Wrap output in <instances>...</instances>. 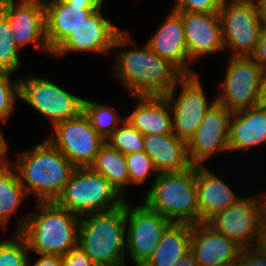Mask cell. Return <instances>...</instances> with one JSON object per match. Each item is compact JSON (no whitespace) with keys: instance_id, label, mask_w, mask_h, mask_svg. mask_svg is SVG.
<instances>
[{"instance_id":"obj_1","label":"cell","mask_w":266,"mask_h":266,"mask_svg":"<svg viewBox=\"0 0 266 266\" xmlns=\"http://www.w3.org/2000/svg\"><path fill=\"white\" fill-rule=\"evenodd\" d=\"M36 214L17 218L19 233L29 251L40 255L65 256L78 246L80 216L55 202H37Z\"/></svg>"},{"instance_id":"obj_2","label":"cell","mask_w":266,"mask_h":266,"mask_svg":"<svg viewBox=\"0 0 266 266\" xmlns=\"http://www.w3.org/2000/svg\"><path fill=\"white\" fill-rule=\"evenodd\" d=\"M116 55L112 73L131 96H166L185 76L146 43L139 50L126 49Z\"/></svg>"},{"instance_id":"obj_3","label":"cell","mask_w":266,"mask_h":266,"mask_svg":"<svg viewBox=\"0 0 266 266\" xmlns=\"http://www.w3.org/2000/svg\"><path fill=\"white\" fill-rule=\"evenodd\" d=\"M11 166L36 203L55 202L76 168L48 139L19 153Z\"/></svg>"},{"instance_id":"obj_4","label":"cell","mask_w":266,"mask_h":266,"mask_svg":"<svg viewBox=\"0 0 266 266\" xmlns=\"http://www.w3.org/2000/svg\"><path fill=\"white\" fill-rule=\"evenodd\" d=\"M78 246L96 266H126V200L115 210L81 216Z\"/></svg>"},{"instance_id":"obj_5","label":"cell","mask_w":266,"mask_h":266,"mask_svg":"<svg viewBox=\"0 0 266 266\" xmlns=\"http://www.w3.org/2000/svg\"><path fill=\"white\" fill-rule=\"evenodd\" d=\"M143 203L172 223H200L196 166L181 172L159 173Z\"/></svg>"},{"instance_id":"obj_6","label":"cell","mask_w":266,"mask_h":266,"mask_svg":"<svg viewBox=\"0 0 266 266\" xmlns=\"http://www.w3.org/2000/svg\"><path fill=\"white\" fill-rule=\"evenodd\" d=\"M126 199L91 167L75 168L55 203L78 216L115 210Z\"/></svg>"},{"instance_id":"obj_7","label":"cell","mask_w":266,"mask_h":266,"mask_svg":"<svg viewBox=\"0 0 266 266\" xmlns=\"http://www.w3.org/2000/svg\"><path fill=\"white\" fill-rule=\"evenodd\" d=\"M219 13L224 49H230L231 57H250L266 25L256 1L223 0Z\"/></svg>"},{"instance_id":"obj_8","label":"cell","mask_w":266,"mask_h":266,"mask_svg":"<svg viewBox=\"0 0 266 266\" xmlns=\"http://www.w3.org/2000/svg\"><path fill=\"white\" fill-rule=\"evenodd\" d=\"M19 100L33 107L52 126L77 117L83 112V100L71 94L45 76L19 79Z\"/></svg>"},{"instance_id":"obj_9","label":"cell","mask_w":266,"mask_h":266,"mask_svg":"<svg viewBox=\"0 0 266 266\" xmlns=\"http://www.w3.org/2000/svg\"><path fill=\"white\" fill-rule=\"evenodd\" d=\"M101 7L84 20L52 52L59 57L70 52L109 53L112 49L135 46L129 31L114 26L110 19L104 18Z\"/></svg>"},{"instance_id":"obj_10","label":"cell","mask_w":266,"mask_h":266,"mask_svg":"<svg viewBox=\"0 0 266 266\" xmlns=\"http://www.w3.org/2000/svg\"><path fill=\"white\" fill-rule=\"evenodd\" d=\"M262 72L251 57H230L217 102L231 113L261 104Z\"/></svg>"},{"instance_id":"obj_11","label":"cell","mask_w":266,"mask_h":266,"mask_svg":"<svg viewBox=\"0 0 266 266\" xmlns=\"http://www.w3.org/2000/svg\"><path fill=\"white\" fill-rule=\"evenodd\" d=\"M198 74L185 75L179 82L181 91L176 88L165 97L169 101L172 115L173 133L186 143L194 136L206 113L217 102L216 97L209 103ZM177 96V97H176Z\"/></svg>"},{"instance_id":"obj_12","label":"cell","mask_w":266,"mask_h":266,"mask_svg":"<svg viewBox=\"0 0 266 266\" xmlns=\"http://www.w3.org/2000/svg\"><path fill=\"white\" fill-rule=\"evenodd\" d=\"M47 139L76 167H90L105 140L81 112L77 117L59 122Z\"/></svg>"},{"instance_id":"obj_13","label":"cell","mask_w":266,"mask_h":266,"mask_svg":"<svg viewBox=\"0 0 266 266\" xmlns=\"http://www.w3.org/2000/svg\"><path fill=\"white\" fill-rule=\"evenodd\" d=\"M171 224L144 203L132 207L126 202V252L135 266H143L148 261Z\"/></svg>"},{"instance_id":"obj_14","label":"cell","mask_w":266,"mask_h":266,"mask_svg":"<svg viewBox=\"0 0 266 266\" xmlns=\"http://www.w3.org/2000/svg\"><path fill=\"white\" fill-rule=\"evenodd\" d=\"M1 0L0 12L8 19L15 43L23 49L33 44L52 55L46 38L44 0Z\"/></svg>"},{"instance_id":"obj_15","label":"cell","mask_w":266,"mask_h":266,"mask_svg":"<svg viewBox=\"0 0 266 266\" xmlns=\"http://www.w3.org/2000/svg\"><path fill=\"white\" fill-rule=\"evenodd\" d=\"M232 114L216 102L206 113L194 136L187 143L193 166H205V160L217 152H229V131Z\"/></svg>"},{"instance_id":"obj_16","label":"cell","mask_w":266,"mask_h":266,"mask_svg":"<svg viewBox=\"0 0 266 266\" xmlns=\"http://www.w3.org/2000/svg\"><path fill=\"white\" fill-rule=\"evenodd\" d=\"M258 221L255 194L242 197L234 205L214 214L206 223L242 248H249L258 246Z\"/></svg>"},{"instance_id":"obj_17","label":"cell","mask_w":266,"mask_h":266,"mask_svg":"<svg viewBox=\"0 0 266 266\" xmlns=\"http://www.w3.org/2000/svg\"><path fill=\"white\" fill-rule=\"evenodd\" d=\"M190 61L195 63L202 56L225 50L219 12L181 13Z\"/></svg>"},{"instance_id":"obj_18","label":"cell","mask_w":266,"mask_h":266,"mask_svg":"<svg viewBox=\"0 0 266 266\" xmlns=\"http://www.w3.org/2000/svg\"><path fill=\"white\" fill-rule=\"evenodd\" d=\"M146 44L184 75L197 74L190 69L193 63L188 55L181 13L171 10Z\"/></svg>"},{"instance_id":"obj_19","label":"cell","mask_w":266,"mask_h":266,"mask_svg":"<svg viewBox=\"0 0 266 266\" xmlns=\"http://www.w3.org/2000/svg\"><path fill=\"white\" fill-rule=\"evenodd\" d=\"M242 247L210 227L206 222L191 224L190 252L198 266L236 262Z\"/></svg>"},{"instance_id":"obj_20","label":"cell","mask_w":266,"mask_h":266,"mask_svg":"<svg viewBox=\"0 0 266 266\" xmlns=\"http://www.w3.org/2000/svg\"><path fill=\"white\" fill-rule=\"evenodd\" d=\"M46 38L53 52L85 19L103 5H69L65 0H44Z\"/></svg>"},{"instance_id":"obj_21","label":"cell","mask_w":266,"mask_h":266,"mask_svg":"<svg viewBox=\"0 0 266 266\" xmlns=\"http://www.w3.org/2000/svg\"><path fill=\"white\" fill-rule=\"evenodd\" d=\"M196 189L200 223L242 198L206 166H196Z\"/></svg>"},{"instance_id":"obj_22","label":"cell","mask_w":266,"mask_h":266,"mask_svg":"<svg viewBox=\"0 0 266 266\" xmlns=\"http://www.w3.org/2000/svg\"><path fill=\"white\" fill-rule=\"evenodd\" d=\"M144 151L152 159L158 174L181 172L193 166L187 143L174 133L145 135Z\"/></svg>"},{"instance_id":"obj_23","label":"cell","mask_w":266,"mask_h":266,"mask_svg":"<svg viewBox=\"0 0 266 266\" xmlns=\"http://www.w3.org/2000/svg\"><path fill=\"white\" fill-rule=\"evenodd\" d=\"M136 107L126 120L143 136L173 133L169 101L165 96H133Z\"/></svg>"},{"instance_id":"obj_24","label":"cell","mask_w":266,"mask_h":266,"mask_svg":"<svg viewBox=\"0 0 266 266\" xmlns=\"http://www.w3.org/2000/svg\"><path fill=\"white\" fill-rule=\"evenodd\" d=\"M266 144V105L259 104L232 114L229 152Z\"/></svg>"},{"instance_id":"obj_25","label":"cell","mask_w":266,"mask_h":266,"mask_svg":"<svg viewBox=\"0 0 266 266\" xmlns=\"http://www.w3.org/2000/svg\"><path fill=\"white\" fill-rule=\"evenodd\" d=\"M191 224L172 223L153 255L143 266H173L190 251Z\"/></svg>"},{"instance_id":"obj_26","label":"cell","mask_w":266,"mask_h":266,"mask_svg":"<svg viewBox=\"0 0 266 266\" xmlns=\"http://www.w3.org/2000/svg\"><path fill=\"white\" fill-rule=\"evenodd\" d=\"M16 170L9 161L0 163V228L7 229L10 217L27 197Z\"/></svg>"},{"instance_id":"obj_27","label":"cell","mask_w":266,"mask_h":266,"mask_svg":"<svg viewBox=\"0 0 266 266\" xmlns=\"http://www.w3.org/2000/svg\"><path fill=\"white\" fill-rule=\"evenodd\" d=\"M103 175L109 183L125 198L124 191L130 186V178L125 155L105 143L90 166Z\"/></svg>"},{"instance_id":"obj_28","label":"cell","mask_w":266,"mask_h":266,"mask_svg":"<svg viewBox=\"0 0 266 266\" xmlns=\"http://www.w3.org/2000/svg\"><path fill=\"white\" fill-rule=\"evenodd\" d=\"M83 113L96 132L106 140L123 122L117 109L97 101L83 100Z\"/></svg>"},{"instance_id":"obj_29","label":"cell","mask_w":266,"mask_h":266,"mask_svg":"<svg viewBox=\"0 0 266 266\" xmlns=\"http://www.w3.org/2000/svg\"><path fill=\"white\" fill-rule=\"evenodd\" d=\"M8 19L0 12V71L14 74L20 68L18 52Z\"/></svg>"},{"instance_id":"obj_30","label":"cell","mask_w":266,"mask_h":266,"mask_svg":"<svg viewBox=\"0 0 266 266\" xmlns=\"http://www.w3.org/2000/svg\"><path fill=\"white\" fill-rule=\"evenodd\" d=\"M121 124L105 142L124 155L144 151V136L126 118Z\"/></svg>"},{"instance_id":"obj_31","label":"cell","mask_w":266,"mask_h":266,"mask_svg":"<svg viewBox=\"0 0 266 266\" xmlns=\"http://www.w3.org/2000/svg\"><path fill=\"white\" fill-rule=\"evenodd\" d=\"M13 235L12 239L0 240V266H28L27 243L19 233Z\"/></svg>"},{"instance_id":"obj_32","label":"cell","mask_w":266,"mask_h":266,"mask_svg":"<svg viewBox=\"0 0 266 266\" xmlns=\"http://www.w3.org/2000/svg\"><path fill=\"white\" fill-rule=\"evenodd\" d=\"M12 73L0 71V121L6 123L14 112L16 99H19V79L10 78Z\"/></svg>"},{"instance_id":"obj_33","label":"cell","mask_w":266,"mask_h":266,"mask_svg":"<svg viewBox=\"0 0 266 266\" xmlns=\"http://www.w3.org/2000/svg\"><path fill=\"white\" fill-rule=\"evenodd\" d=\"M127 168L131 184H142L151 172L155 173V178L158 172L153 164L152 159L145 151L135 152L125 155Z\"/></svg>"},{"instance_id":"obj_34","label":"cell","mask_w":266,"mask_h":266,"mask_svg":"<svg viewBox=\"0 0 266 266\" xmlns=\"http://www.w3.org/2000/svg\"><path fill=\"white\" fill-rule=\"evenodd\" d=\"M223 0H176L172 11L178 13H215L219 12Z\"/></svg>"},{"instance_id":"obj_35","label":"cell","mask_w":266,"mask_h":266,"mask_svg":"<svg viewBox=\"0 0 266 266\" xmlns=\"http://www.w3.org/2000/svg\"><path fill=\"white\" fill-rule=\"evenodd\" d=\"M235 266H266V251L262 246L242 248Z\"/></svg>"},{"instance_id":"obj_36","label":"cell","mask_w":266,"mask_h":266,"mask_svg":"<svg viewBox=\"0 0 266 266\" xmlns=\"http://www.w3.org/2000/svg\"><path fill=\"white\" fill-rule=\"evenodd\" d=\"M62 266H96L80 246L62 256Z\"/></svg>"},{"instance_id":"obj_37","label":"cell","mask_w":266,"mask_h":266,"mask_svg":"<svg viewBox=\"0 0 266 266\" xmlns=\"http://www.w3.org/2000/svg\"><path fill=\"white\" fill-rule=\"evenodd\" d=\"M260 194H256L259 220L258 246L266 243V194Z\"/></svg>"},{"instance_id":"obj_38","label":"cell","mask_w":266,"mask_h":266,"mask_svg":"<svg viewBox=\"0 0 266 266\" xmlns=\"http://www.w3.org/2000/svg\"><path fill=\"white\" fill-rule=\"evenodd\" d=\"M263 70H266V25L254 53L250 56Z\"/></svg>"},{"instance_id":"obj_39","label":"cell","mask_w":266,"mask_h":266,"mask_svg":"<svg viewBox=\"0 0 266 266\" xmlns=\"http://www.w3.org/2000/svg\"><path fill=\"white\" fill-rule=\"evenodd\" d=\"M33 263L31 265V261L28 260V266H62V256L40 254V258Z\"/></svg>"},{"instance_id":"obj_40","label":"cell","mask_w":266,"mask_h":266,"mask_svg":"<svg viewBox=\"0 0 266 266\" xmlns=\"http://www.w3.org/2000/svg\"><path fill=\"white\" fill-rule=\"evenodd\" d=\"M173 266H198L193 254L189 251Z\"/></svg>"},{"instance_id":"obj_41","label":"cell","mask_w":266,"mask_h":266,"mask_svg":"<svg viewBox=\"0 0 266 266\" xmlns=\"http://www.w3.org/2000/svg\"><path fill=\"white\" fill-rule=\"evenodd\" d=\"M8 146L3 132L0 130V163L7 162L6 155L8 152Z\"/></svg>"},{"instance_id":"obj_42","label":"cell","mask_w":266,"mask_h":266,"mask_svg":"<svg viewBox=\"0 0 266 266\" xmlns=\"http://www.w3.org/2000/svg\"><path fill=\"white\" fill-rule=\"evenodd\" d=\"M69 5H103L104 0H65Z\"/></svg>"},{"instance_id":"obj_43","label":"cell","mask_w":266,"mask_h":266,"mask_svg":"<svg viewBox=\"0 0 266 266\" xmlns=\"http://www.w3.org/2000/svg\"><path fill=\"white\" fill-rule=\"evenodd\" d=\"M260 102L261 104L266 105V70H263L262 72Z\"/></svg>"},{"instance_id":"obj_44","label":"cell","mask_w":266,"mask_h":266,"mask_svg":"<svg viewBox=\"0 0 266 266\" xmlns=\"http://www.w3.org/2000/svg\"><path fill=\"white\" fill-rule=\"evenodd\" d=\"M262 18L266 21V0H255Z\"/></svg>"},{"instance_id":"obj_45","label":"cell","mask_w":266,"mask_h":266,"mask_svg":"<svg viewBox=\"0 0 266 266\" xmlns=\"http://www.w3.org/2000/svg\"><path fill=\"white\" fill-rule=\"evenodd\" d=\"M211 266H235V262H224V263H217Z\"/></svg>"}]
</instances>
